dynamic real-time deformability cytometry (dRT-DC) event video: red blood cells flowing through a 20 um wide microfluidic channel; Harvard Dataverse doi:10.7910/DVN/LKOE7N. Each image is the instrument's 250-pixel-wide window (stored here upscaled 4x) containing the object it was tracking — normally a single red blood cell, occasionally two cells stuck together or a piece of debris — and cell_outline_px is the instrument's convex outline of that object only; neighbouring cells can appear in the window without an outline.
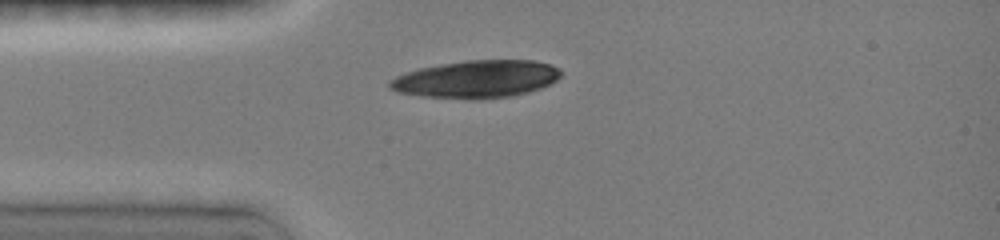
{"species": "common noctule bat (a hibernating species)", "species_latin": "Nyctalus noctula", "temperature_condition": "room temperature", "stored_images_in_passage": 1, "camera_frame_rate_fps": 3000, "um_per_image_px": 0.085, "animal": {"sex": "female", "body_mass_g": 19.0, "forearm_length_mm": 51.5}, "frame": {"image": 1, "passage_image": 1, "time_ms": 0.0, "image_size_px": [1000, 240], "cell_outline_px": [[500, 96], [440, 96], [392, 88], [396, 80], [404, 76], [416, 72], [432, 68], [472, 60], [496, 60], [500, 92]], "centroid_in_image_um": [38.65, 6.8], "position_along_channel_um": 46.3, "area_um2": 20.98}}